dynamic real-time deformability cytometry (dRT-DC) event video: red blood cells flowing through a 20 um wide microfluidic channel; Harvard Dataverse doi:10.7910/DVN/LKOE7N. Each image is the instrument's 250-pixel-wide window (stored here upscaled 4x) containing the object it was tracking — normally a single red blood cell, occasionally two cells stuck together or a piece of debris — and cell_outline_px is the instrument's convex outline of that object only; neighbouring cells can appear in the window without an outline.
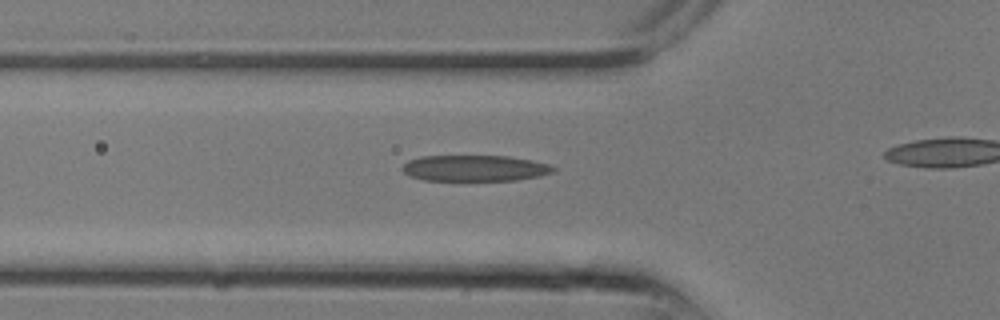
{"species": "common noctule bat (a hibernating species)", "species_latin": "Nyctalus noctula", "temperature_condition": "room temperature", "stored_images_in_passage": 10, "segment_of_instrument_passage": [1, 2], "camera_frame_rate_fps": 3000, "um_per_image_px": 0.085, "animal": {"sex": "male", "body_mass_g": 13.3}, "frame": {"image": 1, "passage_image": 7, "time_ms": 2.0, "image_size_px": [1000, 320], "cell_outline_px": [[556, 168], [552, 172], [540, 176], [516, 180], [424, 180], [412, 176], [404, 172], [400, 168], [408, 160], [420, 156], [508, 156], [532, 160], [548, 164]], "centroid_in_image_um": [40.35, 14.29], "position_along_channel_um": 85.5, "area_um2": 22.83}}
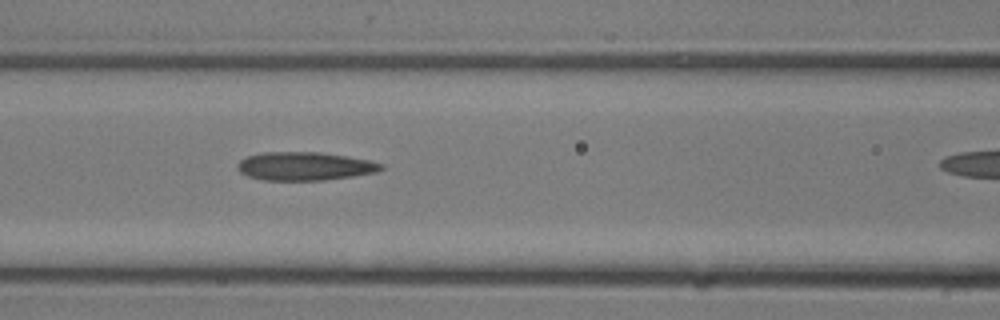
{"frame": {"image": 2, "passage_image": 9, "time_ms": 2.667, "image_size_px": [1000, 320], "cell_outline_px": [[384, 168], [376, 172], [352, 176], [324, 180], [264, 180], [248, 176], [240, 172], [236, 164], [240, 160], [248, 156], [264, 152], [320, 152], [348, 156], [368, 160], [384, 164]], "centroid_in_image_um": [25.9, 14.12], "position_along_channel_um": 140.7, "area_um2": 23.7}}